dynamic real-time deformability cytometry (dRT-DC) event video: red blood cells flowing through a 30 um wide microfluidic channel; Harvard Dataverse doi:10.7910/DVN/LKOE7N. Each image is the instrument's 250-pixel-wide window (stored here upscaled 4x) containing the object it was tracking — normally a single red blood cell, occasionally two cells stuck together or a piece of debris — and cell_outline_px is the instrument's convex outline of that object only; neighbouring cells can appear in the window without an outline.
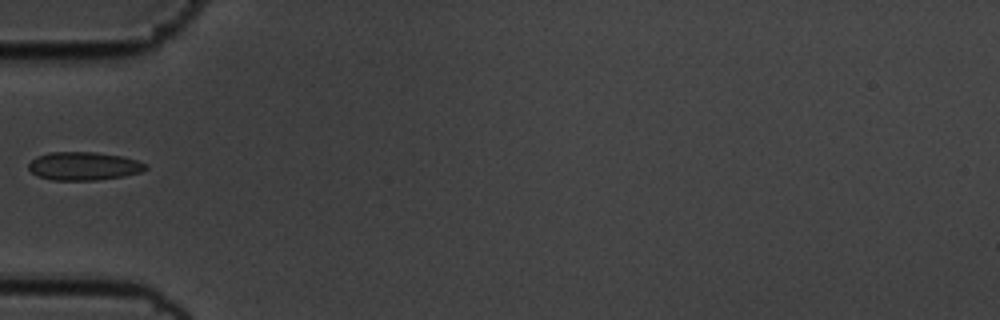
{"species": "common noctule bat (a hibernating species)", "species_latin": "Nyctalus noctula", "temperature_condition": "cold", "stored_images_in_passage": 24, "camera_frame_rate_fps": 3000, "um_per_image_px": 0.085, "animal": {"sex": "male", "body_mass_g": 19.5, "forearm_length_mm": 54.6}, "frame": {"image": 1, "passage_image": 1, "time_ms": 0.0, "image_size_px": [1000, 320], "cell_outline_px": [[148, 168], [140, 172], [124, 176], [96, 180], [52, 180], [40, 176], [32, 172], [28, 168], [28, 164], [36, 156], [48, 152], [96, 152], [124, 156], [148, 164]], "centroid_in_image_um": [7.14, 14.1], "position_along_channel_um": 77.9, "area_um2": 19.36}}